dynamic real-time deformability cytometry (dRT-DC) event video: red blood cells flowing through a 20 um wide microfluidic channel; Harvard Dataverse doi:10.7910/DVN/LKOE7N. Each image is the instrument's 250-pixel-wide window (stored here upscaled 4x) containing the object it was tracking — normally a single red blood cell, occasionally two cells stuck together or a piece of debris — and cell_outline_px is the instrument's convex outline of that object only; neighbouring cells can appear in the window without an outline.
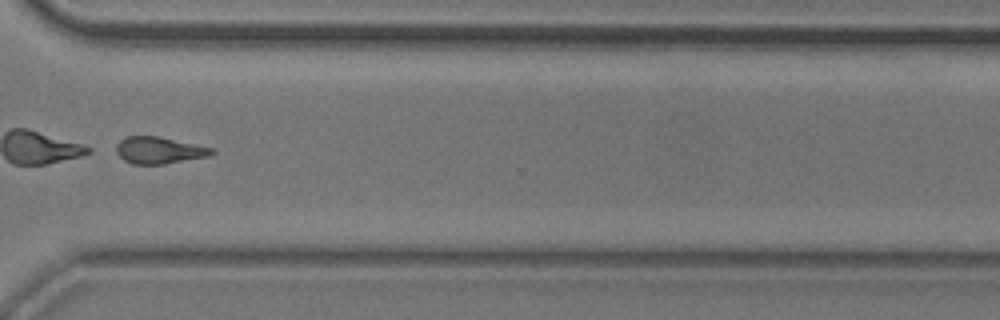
{"species": "common noctule bat (a hibernating species)", "species_latin": "Nyctalus noctula", "temperature_condition": "room temperature", "stored_images_in_passage": 48, "camera_frame_rate_fps": 3000, "um_per_image_px": 0.085, "animal": {"sex": "male", "body_mass_g": 20.5, "forearm_length_mm": 52.5}, "frame": {"image": 1, "passage_image": 40, "time_ms": 13.0, "image_size_px": [1000, 320], "cell_outline_px": [[216, 152], [208, 156], [164, 164], [132, 164], [124, 160], [116, 152], [116, 144], [124, 136], [160, 136], [212, 148]], "centroid_in_image_um": [13.49, 12.76], "position_along_channel_um": 357.1, "area_um2": 14.91}}